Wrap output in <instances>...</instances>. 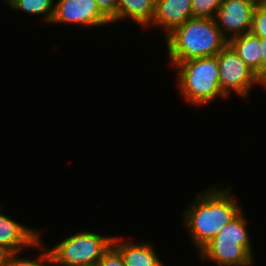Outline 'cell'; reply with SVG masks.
Masks as SVG:
<instances>
[{"label": "cell", "mask_w": 266, "mask_h": 266, "mask_svg": "<svg viewBox=\"0 0 266 266\" xmlns=\"http://www.w3.org/2000/svg\"><path fill=\"white\" fill-rule=\"evenodd\" d=\"M179 95L193 105H207L216 98L227 97L219 86L217 56L185 60L176 64Z\"/></svg>", "instance_id": "cell-3"}, {"label": "cell", "mask_w": 266, "mask_h": 266, "mask_svg": "<svg viewBox=\"0 0 266 266\" xmlns=\"http://www.w3.org/2000/svg\"><path fill=\"white\" fill-rule=\"evenodd\" d=\"M216 56L219 65V86L227 98L231 91H234L247 99L249 91L255 84L266 89V85L246 65L229 43Z\"/></svg>", "instance_id": "cell-6"}, {"label": "cell", "mask_w": 266, "mask_h": 266, "mask_svg": "<svg viewBox=\"0 0 266 266\" xmlns=\"http://www.w3.org/2000/svg\"><path fill=\"white\" fill-rule=\"evenodd\" d=\"M156 0H117L116 14L111 18L112 24L130 19L138 25L148 27L155 14Z\"/></svg>", "instance_id": "cell-12"}, {"label": "cell", "mask_w": 266, "mask_h": 266, "mask_svg": "<svg viewBox=\"0 0 266 266\" xmlns=\"http://www.w3.org/2000/svg\"><path fill=\"white\" fill-rule=\"evenodd\" d=\"M249 32L259 38L266 37V3L256 5Z\"/></svg>", "instance_id": "cell-17"}, {"label": "cell", "mask_w": 266, "mask_h": 266, "mask_svg": "<svg viewBox=\"0 0 266 266\" xmlns=\"http://www.w3.org/2000/svg\"><path fill=\"white\" fill-rule=\"evenodd\" d=\"M100 9L111 19L117 11V0H96Z\"/></svg>", "instance_id": "cell-19"}, {"label": "cell", "mask_w": 266, "mask_h": 266, "mask_svg": "<svg viewBox=\"0 0 266 266\" xmlns=\"http://www.w3.org/2000/svg\"><path fill=\"white\" fill-rule=\"evenodd\" d=\"M97 266H125L120 253L111 246L110 249L99 260Z\"/></svg>", "instance_id": "cell-18"}, {"label": "cell", "mask_w": 266, "mask_h": 266, "mask_svg": "<svg viewBox=\"0 0 266 266\" xmlns=\"http://www.w3.org/2000/svg\"><path fill=\"white\" fill-rule=\"evenodd\" d=\"M246 65L261 79V43L252 33H244L228 40Z\"/></svg>", "instance_id": "cell-13"}, {"label": "cell", "mask_w": 266, "mask_h": 266, "mask_svg": "<svg viewBox=\"0 0 266 266\" xmlns=\"http://www.w3.org/2000/svg\"><path fill=\"white\" fill-rule=\"evenodd\" d=\"M246 224L241 212L199 251L201 261H213L220 266H252L254 254Z\"/></svg>", "instance_id": "cell-4"}, {"label": "cell", "mask_w": 266, "mask_h": 266, "mask_svg": "<svg viewBox=\"0 0 266 266\" xmlns=\"http://www.w3.org/2000/svg\"><path fill=\"white\" fill-rule=\"evenodd\" d=\"M256 5L257 3L252 0L222 1L215 21L227 40L250 31Z\"/></svg>", "instance_id": "cell-8"}, {"label": "cell", "mask_w": 266, "mask_h": 266, "mask_svg": "<svg viewBox=\"0 0 266 266\" xmlns=\"http://www.w3.org/2000/svg\"><path fill=\"white\" fill-rule=\"evenodd\" d=\"M254 1L255 3L257 4H263V3H266V0H252Z\"/></svg>", "instance_id": "cell-22"}, {"label": "cell", "mask_w": 266, "mask_h": 266, "mask_svg": "<svg viewBox=\"0 0 266 266\" xmlns=\"http://www.w3.org/2000/svg\"><path fill=\"white\" fill-rule=\"evenodd\" d=\"M41 234L29 227L12 220L0 212V245L9 249L12 253H20L28 248H43Z\"/></svg>", "instance_id": "cell-9"}, {"label": "cell", "mask_w": 266, "mask_h": 266, "mask_svg": "<svg viewBox=\"0 0 266 266\" xmlns=\"http://www.w3.org/2000/svg\"><path fill=\"white\" fill-rule=\"evenodd\" d=\"M8 6L12 10H20L26 14L42 15L47 23H50L54 15V0H12Z\"/></svg>", "instance_id": "cell-14"}, {"label": "cell", "mask_w": 266, "mask_h": 266, "mask_svg": "<svg viewBox=\"0 0 266 266\" xmlns=\"http://www.w3.org/2000/svg\"><path fill=\"white\" fill-rule=\"evenodd\" d=\"M231 190L230 185L224 190L209 187L198 193L191 206L183 211V227L189 233L198 253L227 223L243 211Z\"/></svg>", "instance_id": "cell-1"}, {"label": "cell", "mask_w": 266, "mask_h": 266, "mask_svg": "<svg viewBox=\"0 0 266 266\" xmlns=\"http://www.w3.org/2000/svg\"><path fill=\"white\" fill-rule=\"evenodd\" d=\"M223 0H191L192 17L215 18Z\"/></svg>", "instance_id": "cell-16"}, {"label": "cell", "mask_w": 266, "mask_h": 266, "mask_svg": "<svg viewBox=\"0 0 266 266\" xmlns=\"http://www.w3.org/2000/svg\"><path fill=\"white\" fill-rule=\"evenodd\" d=\"M165 38L172 66L185 60L217 55L228 44L215 18L191 17Z\"/></svg>", "instance_id": "cell-2"}, {"label": "cell", "mask_w": 266, "mask_h": 266, "mask_svg": "<svg viewBox=\"0 0 266 266\" xmlns=\"http://www.w3.org/2000/svg\"><path fill=\"white\" fill-rule=\"evenodd\" d=\"M12 255V252L0 245V266H6L9 257Z\"/></svg>", "instance_id": "cell-21"}, {"label": "cell", "mask_w": 266, "mask_h": 266, "mask_svg": "<svg viewBox=\"0 0 266 266\" xmlns=\"http://www.w3.org/2000/svg\"><path fill=\"white\" fill-rule=\"evenodd\" d=\"M191 17V0H156L155 14L150 26L162 27L164 36H167Z\"/></svg>", "instance_id": "cell-10"}, {"label": "cell", "mask_w": 266, "mask_h": 266, "mask_svg": "<svg viewBox=\"0 0 266 266\" xmlns=\"http://www.w3.org/2000/svg\"><path fill=\"white\" fill-rule=\"evenodd\" d=\"M114 237L79 231L49 248L55 266H97Z\"/></svg>", "instance_id": "cell-5"}, {"label": "cell", "mask_w": 266, "mask_h": 266, "mask_svg": "<svg viewBox=\"0 0 266 266\" xmlns=\"http://www.w3.org/2000/svg\"><path fill=\"white\" fill-rule=\"evenodd\" d=\"M12 0H4L5 4H9Z\"/></svg>", "instance_id": "cell-23"}, {"label": "cell", "mask_w": 266, "mask_h": 266, "mask_svg": "<svg viewBox=\"0 0 266 266\" xmlns=\"http://www.w3.org/2000/svg\"><path fill=\"white\" fill-rule=\"evenodd\" d=\"M44 252H41L40 256L37 257L35 260L28 259V258H21L17 254L19 253H12L9 257L6 266H55L52 255L47 248H43ZM50 264V265H49Z\"/></svg>", "instance_id": "cell-15"}, {"label": "cell", "mask_w": 266, "mask_h": 266, "mask_svg": "<svg viewBox=\"0 0 266 266\" xmlns=\"http://www.w3.org/2000/svg\"><path fill=\"white\" fill-rule=\"evenodd\" d=\"M76 24L85 27L112 24L96 0H57L50 24Z\"/></svg>", "instance_id": "cell-7"}, {"label": "cell", "mask_w": 266, "mask_h": 266, "mask_svg": "<svg viewBox=\"0 0 266 266\" xmlns=\"http://www.w3.org/2000/svg\"><path fill=\"white\" fill-rule=\"evenodd\" d=\"M114 235L112 246L120 253L125 266H165L150 242H119Z\"/></svg>", "instance_id": "cell-11"}, {"label": "cell", "mask_w": 266, "mask_h": 266, "mask_svg": "<svg viewBox=\"0 0 266 266\" xmlns=\"http://www.w3.org/2000/svg\"><path fill=\"white\" fill-rule=\"evenodd\" d=\"M261 43V81L266 85V37L260 38Z\"/></svg>", "instance_id": "cell-20"}]
</instances>
